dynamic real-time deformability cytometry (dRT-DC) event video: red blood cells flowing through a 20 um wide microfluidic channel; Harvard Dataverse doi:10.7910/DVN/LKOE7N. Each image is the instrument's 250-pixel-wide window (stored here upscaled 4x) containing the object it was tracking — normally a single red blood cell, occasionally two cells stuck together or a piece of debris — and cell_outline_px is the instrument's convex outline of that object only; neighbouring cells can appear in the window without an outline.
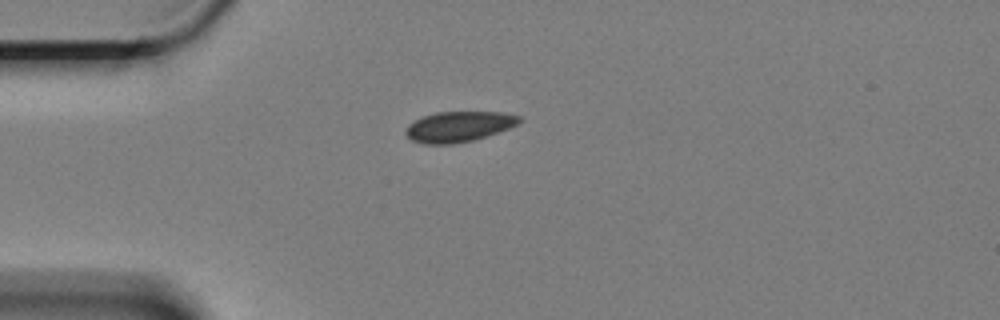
{"species": "Egyptian fruit bat (a non-hibernating species)", "species_latin": "Rousettus aegyptiacus", "temperature_condition": "cold", "stored_images_in_passage": 35, "camera_frame_rate_fps": 3000, "um_per_image_px": 0.085, "animal": {"sex": "female"}, "frame": {"image": 1, "passage_image": 1, "time_ms": 0.0, "image_size_px": [1000, 320], "cell_outline_px": [[520, 120], [516, 124], [508, 128], [472, 140], [452, 144], [424, 144], [412, 140], [404, 132], [408, 124], [424, 116], [436, 112], [504, 112], [520, 116]], "centroid_in_image_um": [38.95, 10.75], "position_along_channel_um": 46.0, "area_um2": 19.83}}
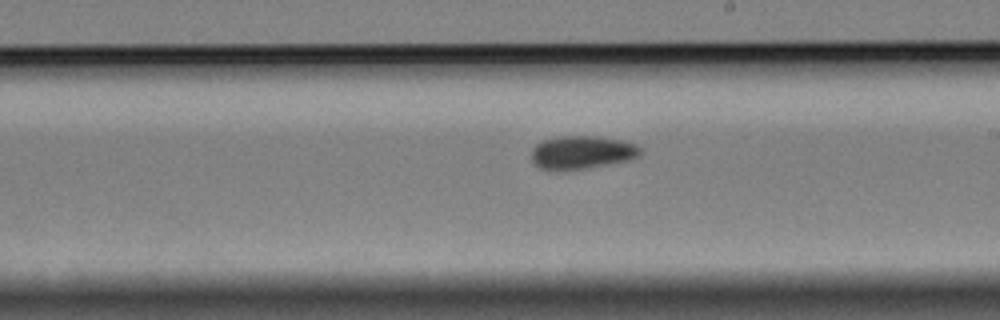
{"frame": {"image": 2, "passage_image": 20, "time_ms": 6.333, "image_size_px": [1000, 320], "cell_outline_px": [[640, 156], [628, 160], [588, 168], [540, 168], [532, 160], [532, 148], [540, 140], [564, 136], [596, 136], [620, 140], [636, 144], [640, 148]], "centroid_in_image_um": [49.48, 12.92], "position_along_channel_um": 239.5, "area_um2": 20.58}}
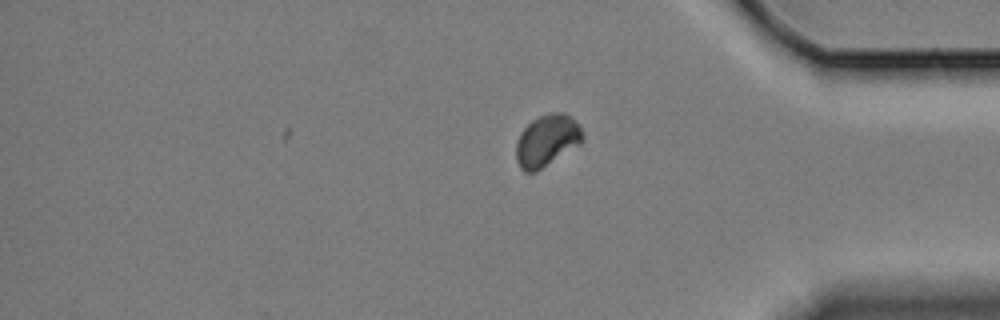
{"frame": {"image": 3, "passage_image": 35, "time_ms": 11.333, "image_size_px": [1000, 320], "cell_outline_px": [[584, 140], [580, 144], [536, 172], [524, 172], [520, 168], [516, 160], [516, 144], [520, 132], [532, 120], [548, 112], [564, 112], [580, 128], [584, 136]], "centroid_in_image_um": [46.46, 11.96], "position_along_channel_um": 388.7, "area_um2": 19.94}, "authors_computed_cell_mechanics": {"area_um2": 20.5768, "velocity_mm_per_s": 3.3204, "shape_relaxation_time_tau1_ms": 1.8356, "shape_relaxation_time_tau2_ms": null, "deformation_change_tau1": 0.0438, "deformation_change_tau2": null}}